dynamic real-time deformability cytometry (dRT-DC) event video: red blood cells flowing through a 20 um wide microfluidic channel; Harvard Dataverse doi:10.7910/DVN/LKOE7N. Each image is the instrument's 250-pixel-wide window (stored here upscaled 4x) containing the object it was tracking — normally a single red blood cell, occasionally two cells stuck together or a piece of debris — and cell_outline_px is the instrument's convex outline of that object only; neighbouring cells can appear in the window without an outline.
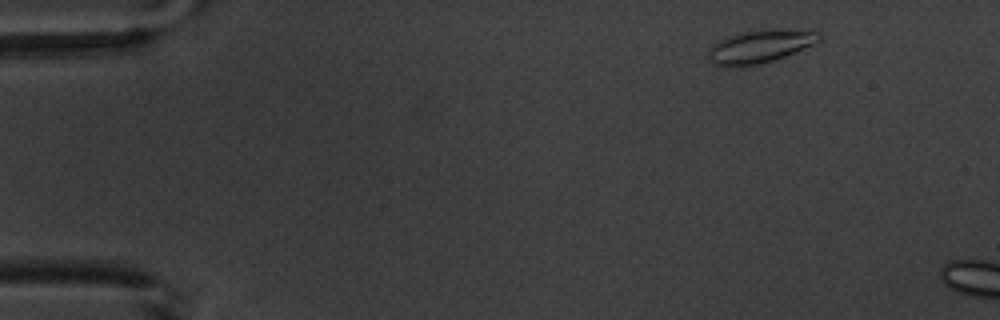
{"species": "common noctule bat (a hibernating species)", "species_latin": "Nyctalus noctula", "temperature_condition": "warm", "stored_images_in_passage": 2, "camera_frame_rate_fps": 3000, "um_per_image_px": 0.085, "animal": {"sex": "male", "body_mass_g": 20.1, "forearm_length_mm": 53.5}, "frame": {"image": 1, "passage_image": 1, "time_ms": 0.0, "image_size_px": [1000, 320], "cell_outline_px": [[824, 36], [816, 44], [784, 56], [760, 64], [712, 64], [708, 60], [708, 48], [712, 44], [736, 32], [760, 28], [820, 32]], "centroid_in_image_um": [64.62, 3.89], "position_along_channel_um": 20.4, "area_um2": 21.15}}